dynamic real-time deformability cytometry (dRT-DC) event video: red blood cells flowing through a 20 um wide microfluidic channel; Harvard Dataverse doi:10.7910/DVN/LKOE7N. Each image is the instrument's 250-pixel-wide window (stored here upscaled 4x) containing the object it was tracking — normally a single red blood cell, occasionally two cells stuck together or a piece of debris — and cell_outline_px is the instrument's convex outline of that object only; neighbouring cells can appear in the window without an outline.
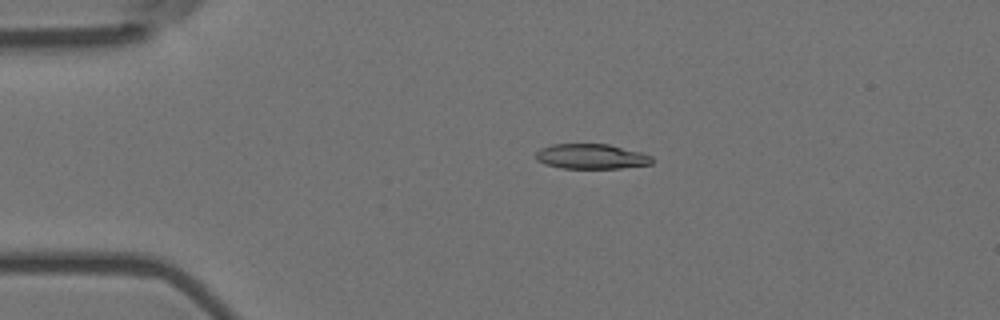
{"species": "Egyptian fruit bat (a non-hibernating species)", "species_latin": "Rousettus aegyptiacus", "temperature_condition": "room temperature", "stored_images_in_passage": 7, "camera_frame_rate_fps": 3000, "um_per_image_px": 0.085, "animal": {"sex": "female"}, "frame": {"image": 1, "passage_image": 4, "time_ms": 1.0, "image_size_px": [1000, 320], "cell_outline_px": [[652, 164], [620, 168], [560, 168], [544, 164], [536, 160], [536, 152], [540, 148], [552, 144], [608, 144], [640, 152], [652, 156]], "centroid_in_image_um": [50.23, 13.3], "position_along_channel_um": 34.8, "area_um2": 16.94}}
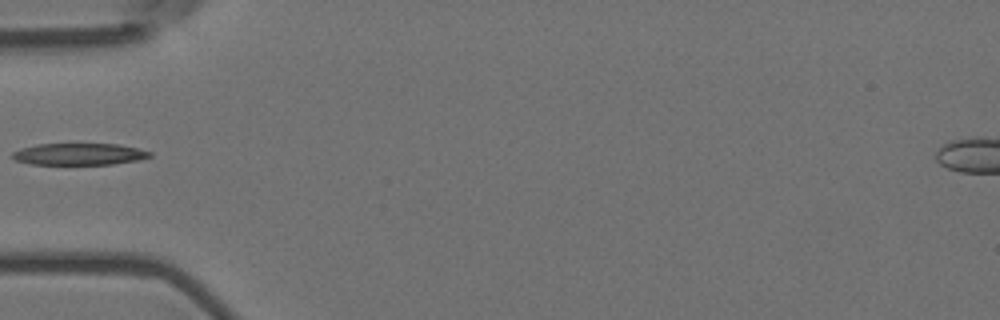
{"frame": {"image": 2, "passage_image": 6, "time_ms": 1.667, "image_size_px": [1000, 320], "cell_outline_px": [[152, 156], [140, 160], [112, 164], [32, 164], [16, 160], [12, 156], [12, 152], [20, 148], [36, 144], [120, 144], [152, 152]], "centroid_in_image_um": [6.74, 13.09], "position_along_channel_um": 78.3, "area_um2": 17.4}}
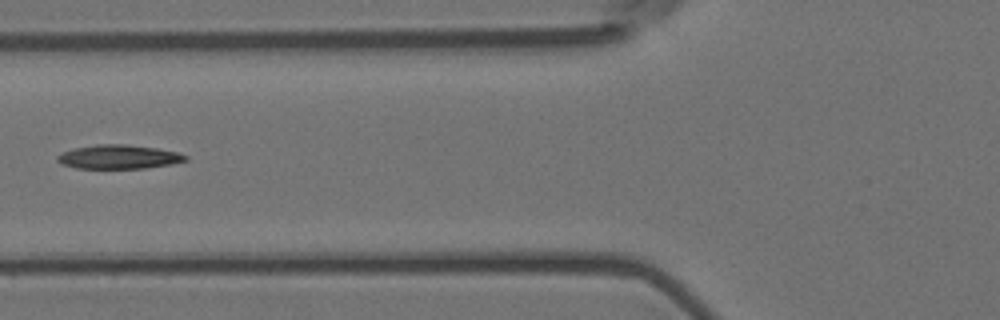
{"frame": {"image": 3, "passage_image": 7, "time_ms": 2.0, "image_size_px": [1000, 320], "cell_outline_px": [[188, 160], [168, 164], [144, 168], [76, 168], [60, 164], [56, 160], [56, 156], [72, 148], [96, 144], [128, 144], [156, 148], [180, 152], [188, 156]], "centroid_in_image_um": [10.07, 13.32], "position_along_channel_um": 115.7, "area_um2": 17.98}}